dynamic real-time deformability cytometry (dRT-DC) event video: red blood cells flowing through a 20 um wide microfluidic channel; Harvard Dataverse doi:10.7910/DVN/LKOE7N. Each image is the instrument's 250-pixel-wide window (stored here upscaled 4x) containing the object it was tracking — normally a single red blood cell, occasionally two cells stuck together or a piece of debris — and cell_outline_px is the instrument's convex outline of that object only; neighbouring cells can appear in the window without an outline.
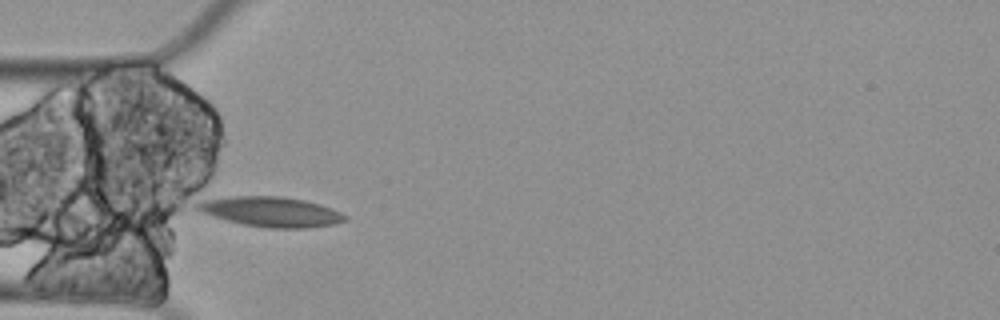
{"species": "Egyptian fruit bat (a non-hibernating species)", "species_latin": "Rousettus aegyptiacus", "temperature_condition": "cold", "stored_images_in_passage": 7, "camera_frame_rate_fps": 3000, "um_per_image_px": 0.085, "animal": {"sex": "female"}, "frame": {"image": 1, "passage_image": 4, "time_ms": 1.0, "image_size_px": [1000, 320], "cell_outline_px": [[348, 220], [336, 224], [304, 228], [268, 228], [244, 224], [224, 220], [200, 212], [196, 208], [196, 204], [204, 200], [232, 196], [280, 196], [304, 200], [320, 204], [332, 208], [348, 216]], "centroid_in_image_um": [23.07, 18.0], "position_along_channel_um": 61.9, "area_um2": 25.84}}
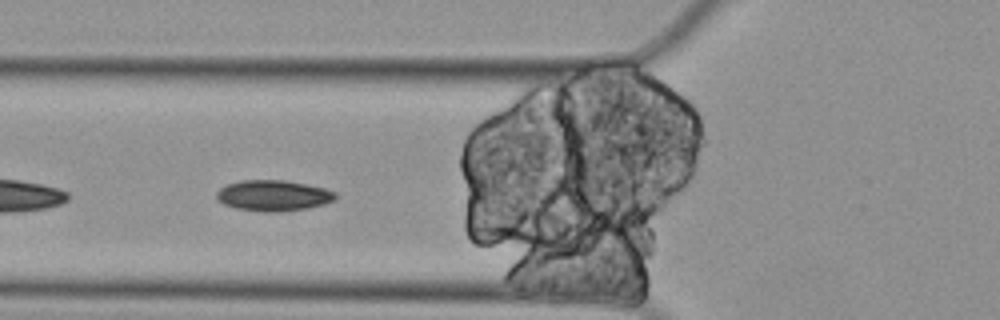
{"frame": {"image": 2, "passage_image": 5, "time_ms": 1.333, "image_size_px": [1000, 320], "cell_outline_px": [[336, 200], [324, 204], [308, 208], [280, 212], [264, 212], [236, 208], [224, 204], [216, 200], [216, 192], [220, 188], [228, 184], [240, 180], [284, 180], [324, 188], [336, 192]], "centroid_in_image_um": [23.22, 16.63], "position_along_channel_um": 102.6, "area_um2": 21.44}}
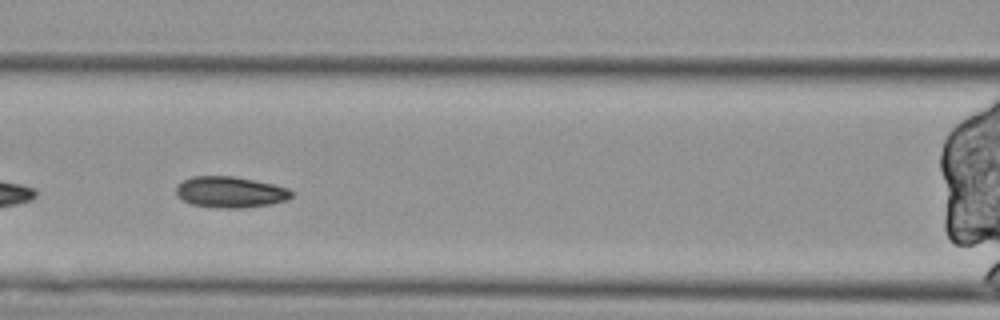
{"frame": {"image": 3, "passage_image": 6, "time_ms": 1.667, "image_size_px": [1000, 320], "cell_outline_px": [[292, 196], [288, 200], [272, 204], [240, 208], [224, 208], [192, 204], [184, 200], [176, 192], [176, 188], [184, 180], [192, 176], [232, 176], [276, 184], [288, 188], [292, 192]], "centroid_in_image_um": [19.64, 16.32], "position_along_channel_um": 147.0, "area_um2": 20.75}}